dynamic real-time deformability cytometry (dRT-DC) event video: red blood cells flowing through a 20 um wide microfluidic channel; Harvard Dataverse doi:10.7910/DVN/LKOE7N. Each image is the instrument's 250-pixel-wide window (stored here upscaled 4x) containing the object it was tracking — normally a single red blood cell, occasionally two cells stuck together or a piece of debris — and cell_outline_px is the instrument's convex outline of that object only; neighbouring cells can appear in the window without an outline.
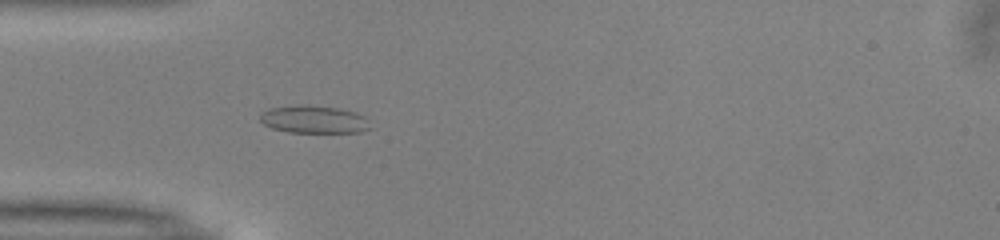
{"species": "common noctule bat (a hibernating species)", "species_latin": "Nyctalus noctula", "temperature_condition": "warm", "stored_images_in_passage": 37, "camera_frame_rate_fps": 3000, "um_per_image_px": 0.085, "animal": {"sex": "male", "body_mass_g": 13.0, "forearm_length_mm": 53.1}, "frame": {"image": 1, "passage_image": 8, "time_ms": 2.333, "image_size_px": [1000, 240], "cell_outline_px": [[372, 128], [360, 132], [288, 132], [272, 128], [264, 124], [260, 120], [260, 112], [268, 108], [296, 104], [308, 104], [340, 108], [356, 112], [364, 116]], "centroid_in_image_um": [26.66, 10.13], "position_along_channel_um": 58.3, "area_um2": 18.09}}
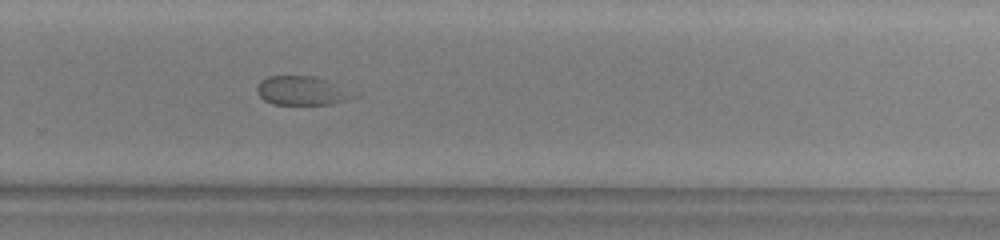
{"frame": {"image": 2, "passage_image": 27, "time_ms": 8.667, "image_size_px": [1000, 240], "cell_outline_px": [[360, 96], [348, 100], [332, 104], [272, 104], [264, 100], [256, 92], [256, 84], [260, 80], [268, 76], [316, 76], [328, 80]], "centroid_in_image_um": [25.65, 7.71], "position_along_channel_um": 304.2, "area_um2": 16.47}}
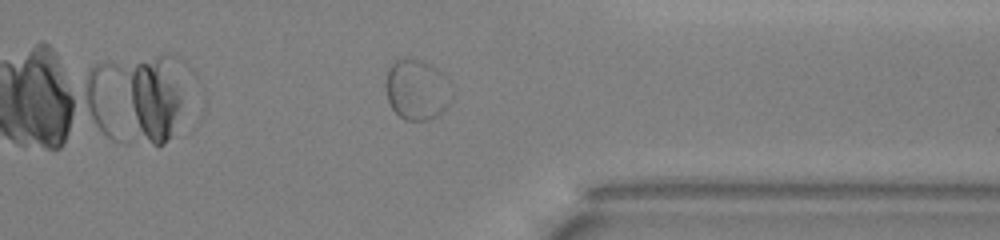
{"frame": {"image": 3, "passage_image": 33, "time_ms": 10.667, "image_size_px": [1000, 240], "cell_outline_px": [[452, 100], [440, 116], [428, 120], [404, 120], [392, 108], [388, 100], [384, 84], [388, 68], [396, 60], [424, 60], [436, 68], [444, 76], [452, 96]], "centroid_in_image_um": [35.43, 7.66], "position_along_channel_um": 376.0, "area_um2": 23.24}}